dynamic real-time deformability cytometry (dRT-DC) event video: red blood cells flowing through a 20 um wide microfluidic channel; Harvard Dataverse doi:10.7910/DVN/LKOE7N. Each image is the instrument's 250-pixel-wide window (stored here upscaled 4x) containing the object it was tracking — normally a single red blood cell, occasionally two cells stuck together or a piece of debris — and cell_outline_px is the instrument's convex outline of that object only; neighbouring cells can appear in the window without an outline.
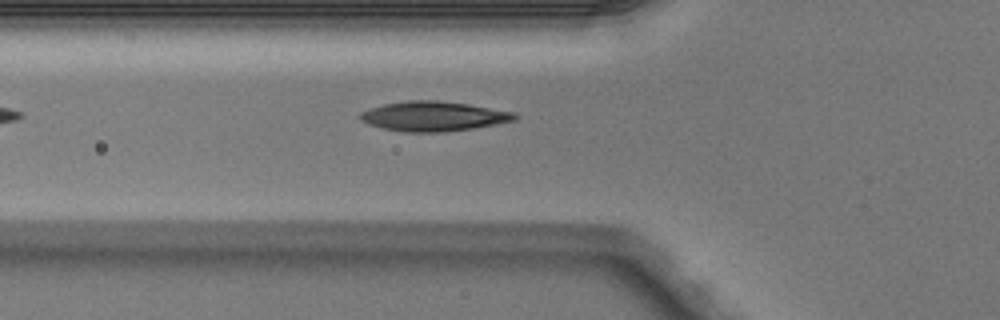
{"species": "Egyptian fruit bat (a non-hibernating species)", "species_latin": "Rousettus aegyptiacus", "temperature_condition": "warm", "stored_images_in_passage": 4, "camera_frame_rate_fps": 3000, "um_per_image_px": 0.085, "animal": {"sex": "male"}, "frame": {"image": 1, "passage_image": 4, "time_ms": 1.0, "image_size_px": [1000, 320], "cell_outline_px": [[520, 116], [516, 120], [496, 124], [472, 128], [444, 132], [404, 132], [380, 128], [368, 124], [360, 120], [360, 112], [384, 104], [408, 100], [436, 100], [468, 104], [512, 112]], "centroid_in_image_um": [36.83, 9.89], "position_along_channel_um": 89.0, "area_um2": 26.7}}